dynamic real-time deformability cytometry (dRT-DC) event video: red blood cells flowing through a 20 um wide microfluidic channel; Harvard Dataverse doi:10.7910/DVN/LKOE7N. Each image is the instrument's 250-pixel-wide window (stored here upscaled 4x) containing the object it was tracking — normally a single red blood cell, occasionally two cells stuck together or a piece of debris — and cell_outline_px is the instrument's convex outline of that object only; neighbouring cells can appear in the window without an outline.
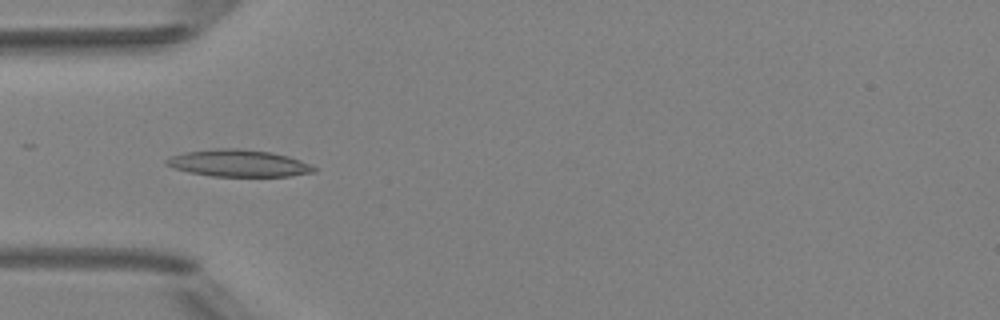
{"species": "Egyptian fruit bat (a non-hibernating species)", "species_latin": "Rousettus aegyptiacus", "temperature_condition": "room temperature", "stored_images_in_passage": 3, "camera_frame_rate_fps": 3000, "um_per_image_px": 0.085, "animal": {"sex": "female"}, "frame": {"image": 1, "passage_image": 1, "time_ms": 0.0, "image_size_px": [1000, 320], "cell_outline_px": [[316, 172], [292, 176], [212, 176], [188, 172], [164, 164], [164, 160], [172, 156], [184, 152], [220, 148], [236, 148], [272, 152], [288, 156], [300, 160], [316, 168]], "centroid_in_image_um": [20.28, 13.87], "position_along_channel_um": 64.7, "area_um2": 23.12}}
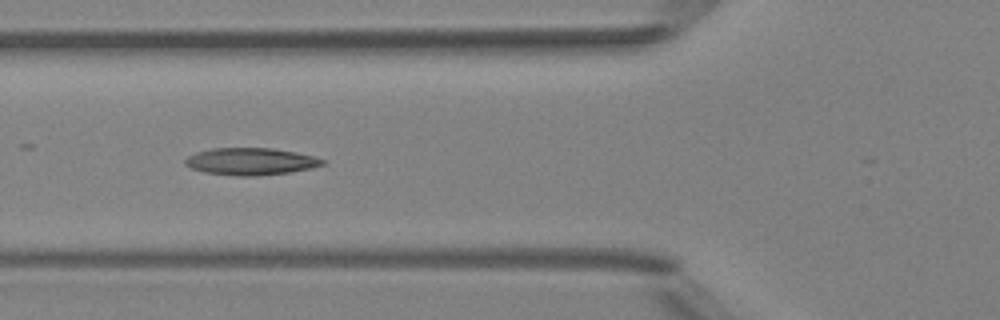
{"frame": {"image": 2, "passage_image": 2, "time_ms": 1.0, "image_size_px": [1000, 320], "cell_outline_px": [[324, 164], [312, 168], [288, 172], [252, 176], [236, 176], [204, 172], [192, 168], [184, 164], [184, 160], [188, 156], [196, 152], [212, 148], [272, 148], [296, 152], [312, 156], [324, 160]], "centroid_in_image_um": [21.27, 13.72], "position_along_channel_um": 104.5, "area_um2": 21.56}}